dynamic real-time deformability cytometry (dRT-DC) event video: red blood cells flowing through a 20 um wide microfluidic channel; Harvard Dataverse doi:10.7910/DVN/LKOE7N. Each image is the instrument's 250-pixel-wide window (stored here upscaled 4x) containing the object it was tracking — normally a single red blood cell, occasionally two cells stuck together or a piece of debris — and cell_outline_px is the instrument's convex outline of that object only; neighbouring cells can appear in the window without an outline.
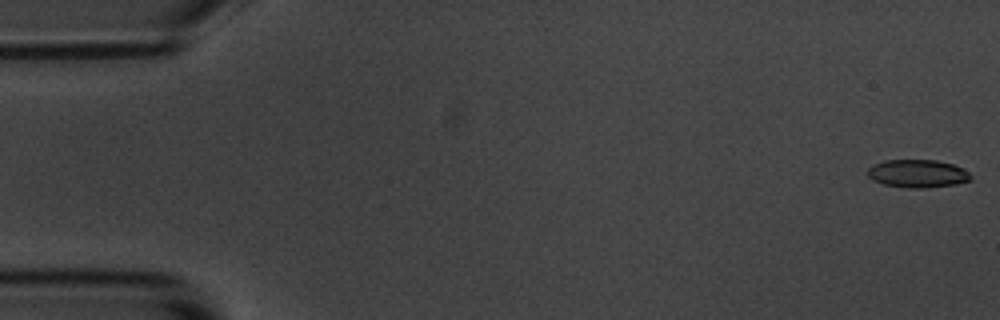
{"species": "common noctule bat (a hibernating species)", "species_latin": "Nyctalus noctula", "temperature_condition": "room temperature", "stored_images_in_passage": 5, "camera_frame_rate_fps": 3000, "um_per_image_px": 0.085, "animal": {"sex": "male", "body_mass_g": 20.1, "forearm_length_mm": 53.5}, "frame": {"image": 1, "passage_image": 1, "time_ms": 0.0, "image_size_px": [1000, 320], "cell_outline_px": [[972, 180], [956, 184], [924, 188], [908, 188], [884, 184], [872, 180], [868, 176], [868, 168], [872, 164], [884, 160], [936, 160], [952, 164], [964, 168], [972, 176]], "centroid_in_image_um": [78.0, 14.75], "position_along_channel_um": 7.0, "area_um2": 16.94}}